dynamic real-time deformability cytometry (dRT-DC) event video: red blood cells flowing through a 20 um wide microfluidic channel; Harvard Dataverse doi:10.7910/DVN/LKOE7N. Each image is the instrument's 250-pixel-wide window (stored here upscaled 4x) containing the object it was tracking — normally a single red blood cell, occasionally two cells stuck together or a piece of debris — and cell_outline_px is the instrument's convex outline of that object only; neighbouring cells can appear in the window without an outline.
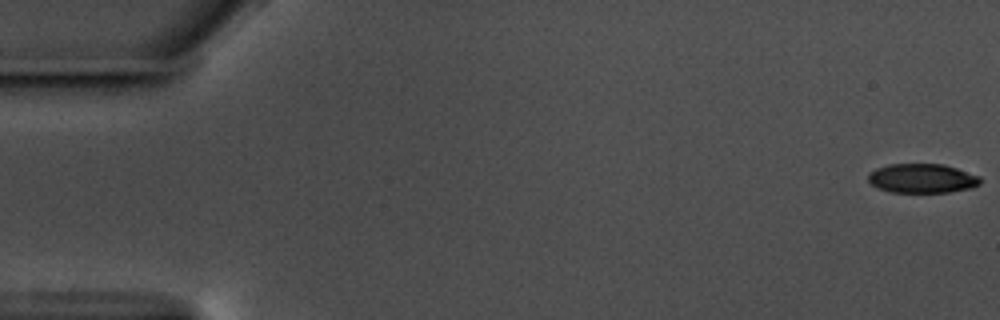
{"species": "common noctule bat (a hibernating species)", "species_latin": "Nyctalus noctula", "temperature_condition": "warm", "stored_images_in_passage": 58, "camera_frame_rate_fps": 3000, "um_per_image_px": 0.085, "animal": {"sex": "male", "body_mass_g": 17.5, "forearm_length_mm": 52.3}, "frame": {"image": 1, "passage_image": 1, "time_ms": 0.0, "image_size_px": [1000, 320], "cell_outline_px": [[980, 184], [972, 188], [948, 192], [892, 192], [876, 188], [868, 180], [868, 172], [876, 168], [888, 164], [944, 164], [980, 176]], "centroid_in_image_um": [78.36, 15.16], "position_along_channel_um": 6.6, "area_um2": 19.19}}
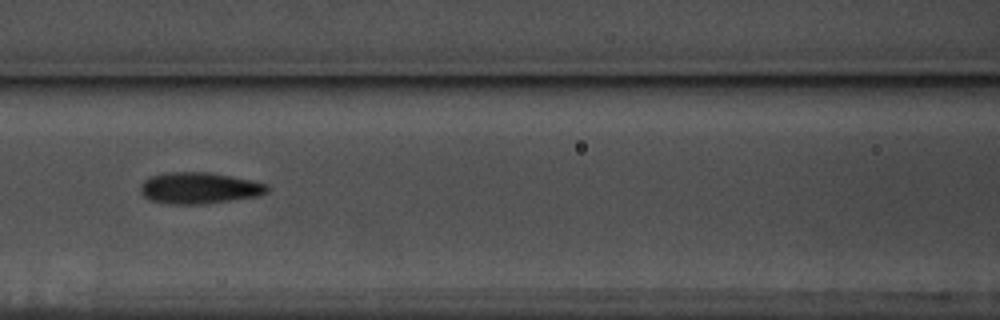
{"frame": {"image": 2, "passage_image": 26, "time_ms": 8.333, "image_size_px": [1000, 320], "cell_outline_px": [[268, 192], [256, 196], [204, 204], [168, 204], [148, 200], [140, 192], [140, 184], [148, 176], [168, 172], [212, 172], [232, 176], [268, 184]], "centroid_in_image_um": [16.88, 15.98], "position_along_channel_um": 149.7, "area_um2": 23.35}}
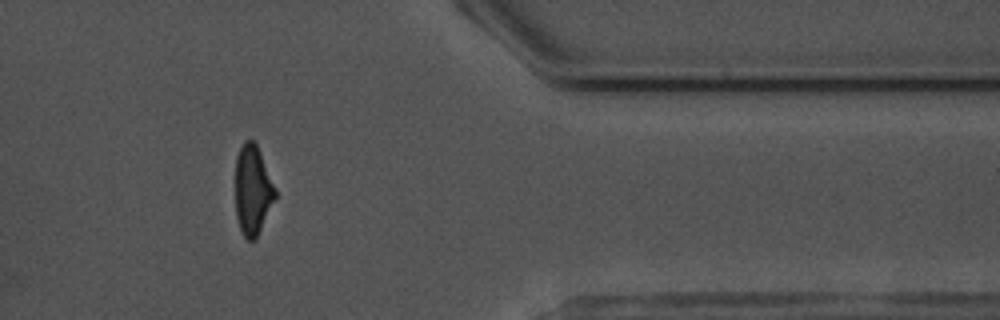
{"frame": {"image": 3, "passage_image": 48, "time_ms": 15.667, "image_size_px": [1000, 320], "cell_outline_px": [[276, 196], [256, 240], [248, 240], [244, 236], [240, 228], [236, 216], [236, 156], [244, 140], [252, 140], [256, 144], [260, 152], [276, 188]], "centroid_in_image_um": [21.48, 16.16], "position_along_channel_um": 389.9, "area_um2": 20.69}, "authors_computed_cell_mechanics": {"area_um2": 21.4438, "velocity_mm_per_s": 3.5702, "shape_relaxation_time_tau1_ms": 2.6704, "shape_relaxation_time_tau2_ms": 1.9798, "deformation_change_tau1": 0.1544, "deformation_change_tau2": 0.1131}}